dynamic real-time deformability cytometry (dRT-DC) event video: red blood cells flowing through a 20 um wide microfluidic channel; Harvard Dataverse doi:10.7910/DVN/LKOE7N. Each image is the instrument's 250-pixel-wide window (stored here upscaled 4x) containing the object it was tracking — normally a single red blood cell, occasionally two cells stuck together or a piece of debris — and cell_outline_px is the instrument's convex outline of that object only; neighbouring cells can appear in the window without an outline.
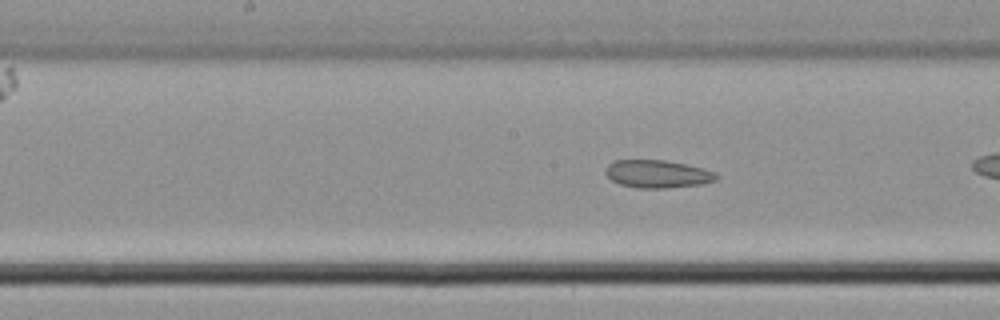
{"species": "common noctule bat (a hibernating species)", "species_latin": "Nyctalus noctula", "temperature_condition": "cold", "stored_images_in_passage": 5, "camera_frame_rate_fps": 3000, "um_per_image_px": 0.085, "animal": {"sex": "male", "body_mass_g": 21.5, "forearm_length_mm": 52.0}, "frame": {"image": 1, "passage_image": 5, "time_ms": 1.333, "image_size_px": [1000, 320], "cell_outline_px": [[720, 176], [716, 180], [700, 184], [664, 188], [636, 188], [620, 184], [612, 180], [604, 172], [608, 164], [616, 160], [664, 160], [684, 164], [716, 172]], "centroid_in_image_um": [55.87, 14.79], "position_along_channel_um": 192.3, "area_um2": 17.8}}